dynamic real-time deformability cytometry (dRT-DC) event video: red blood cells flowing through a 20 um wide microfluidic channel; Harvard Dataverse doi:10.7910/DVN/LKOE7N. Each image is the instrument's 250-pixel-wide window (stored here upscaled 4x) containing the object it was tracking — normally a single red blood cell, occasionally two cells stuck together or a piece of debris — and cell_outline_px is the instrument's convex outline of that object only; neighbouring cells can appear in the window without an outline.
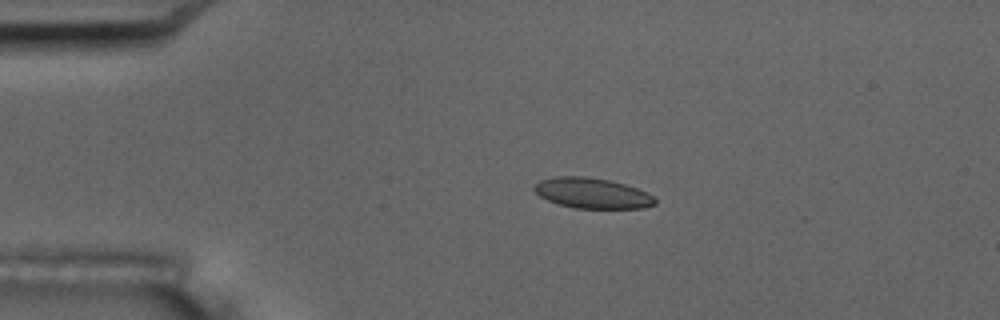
{"species": "common noctule bat (a hibernating species)", "species_latin": "Nyctalus noctula", "temperature_condition": "room temperature", "stored_images_in_passage": 4, "camera_frame_rate_fps": 3000, "um_per_image_px": 0.085, "animal": {"sex": "male", "body_mass_g": 17.5, "forearm_length_mm": 52.3}, "frame": {"image": 1, "passage_image": 3, "time_ms": 2.333, "image_size_px": [1000, 320], "cell_outline_px": [[656, 204], [644, 208], [576, 208], [560, 204], [548, 200], [540, 196], [532, 188], [540, 180], [556, 176], [584, 176], [608, 180], [624, 184], [636, 188], [652, 196], [656, 200]], "centroid_in_image_um": [50.32, 16.42], "position_along_channel_um": 34.7, "area_um2": 21.15}}